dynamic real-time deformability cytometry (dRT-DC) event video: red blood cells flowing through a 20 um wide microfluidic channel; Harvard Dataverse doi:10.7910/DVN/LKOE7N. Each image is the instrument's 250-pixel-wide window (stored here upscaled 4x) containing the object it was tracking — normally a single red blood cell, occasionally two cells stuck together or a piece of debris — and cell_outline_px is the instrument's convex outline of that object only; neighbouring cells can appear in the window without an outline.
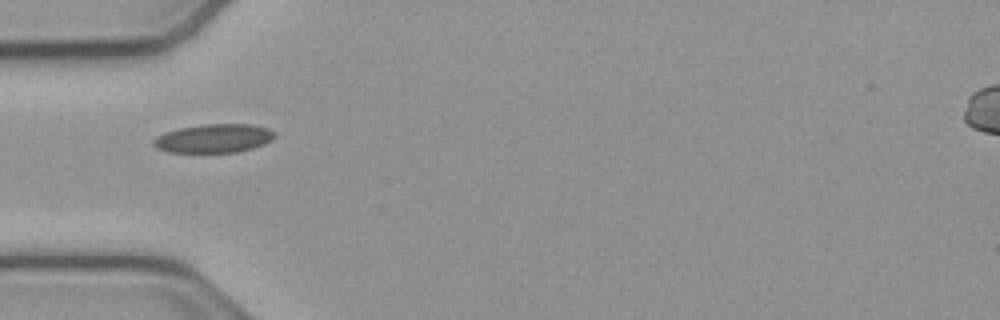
{"species": "common noctule bat (a hibernating species)", "species_latin": "Nyctalus noctula", "temperature_condition": "cold", "stored_images_in_passage": 38, "camera_frame_rate_fps": 3000, "um_per_image_px": 0.085, "animal": {"sex": "male", "body_mass_g": 23.1, "forearm_length_mm": 52.7}, "frame": {"image": 1, "passage_image": 1, "time_ms": 0.0, "image_size_px": [1000, 320], "cell_outline_px": [[276, 136], [272, 140], [264, 144], [252, 148], [236, 152], [168, 152], [156, 148], [152, 144], [152, 140], [156, 136], [164, 132], [180, 128], [204, 124], [252, 124], [268, 128], [276, 132]], "centroid_in_image_um": [18.17, 11.75], "position_along_channel_um": 66.8, "area_um2": 20.4}}
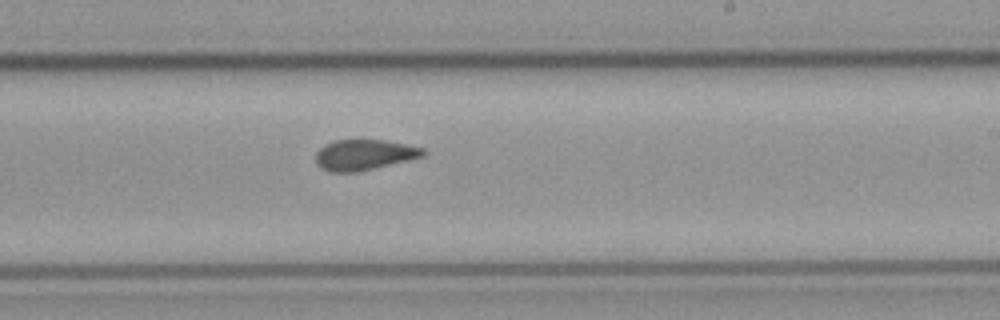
{"frame": {"image": 2, "passage_image": 16, "time_ms": 5.0, "image_size_px": [1000, 320], "cell_outline_px": [[428, 152], [424, 156], [408, 160], [356, 172], [332, 172], [320, 168], [316, 164], [316, 152], [324, 144], [332, 140], [384, 140], [424, 148]], "centroid_in_image_um": [30.93, 13.15], "position_along_channel_um": 258.1, "area_um2": 19.13}}
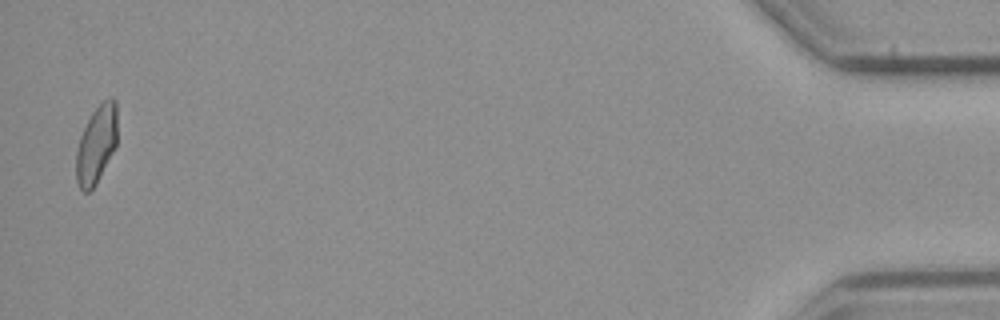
{"frame": {"image": 3, "passage_image": 37, "time_ms": 12.0, "image_size_px": [1000, 320], "cell_outline_px": [[116, 148], [96, 184], [88, 192], [84, 192], [80, 188], [76, 180], [76, 152], [80, 136], [92, 112], [108, 96], [112, 96], [116, 100]], "centroid_in_image_um": [8.2, 12.28], "position_along_channel_um": 427.0, "area_um2": 18.67}, "authors_computed_cell_mechanics": {"area_um2": 19.5942, "velocity_mm_per_s": 3.7989, "shape_relaxation_time_tau1_ms": null, "shape_relaxation_time_tau2_ms": 2.155, "deformation_change_tau1": null, "deformation_change_tau2": 0.0722}}